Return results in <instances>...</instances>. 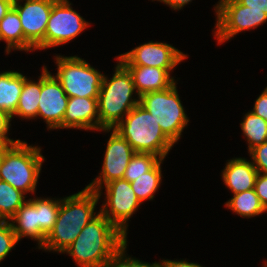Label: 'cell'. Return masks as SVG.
<instances>
[{"mask_svg":"<svg viewBox=\"0 0 267 267\" xmlns=\"http://www.w3.org/2000/svg\"><path fill=\"white\" fill-rule=\"evenodd\" d=\"M0 41L6 43V54L12 49L24 51V33L20 17L14 7L9 9L0 21Z\"/></svg>","mask_w":267,"mask_h":267,"instance_id":"obj_20","label":"cell"},{"mask_svg":"<svg viewBox=\"0 0 267 267\" xmlns=\"http://www.w3.org/2000/svg\"><path fill=\"white\" fill-rule=\"evenodd\" d=\"M263 267H267V261L264 262Z\"/></svg>","mask_w":267,"mask_h":267,"instance_id":"obj_39","label":"cell"},{"mask_svg":"<svg viewBox=\"0 0 267 267\" xmlns=\"http://www.w3.org/2000/svg\"><path fill=\"white\" fill-rule=\"evenodd\" d=\"M133 77L135 96L154 91H163L176 81L166 69L153 66H125Z\"/></svg>","mask_w":267,"mask_h":267,"instance_id":"obj_17","label":"cell"},{"mask_svg":"<svg viewBox=\"0 0 267 267\" xmlns=\"http://www.w3.org/2000/svg\"><path fill=\"white\" fill-rule=\"evenodd\" d=\"M5 147V144H3V143H1L0 142V153H1V151H2V149Z\"/></svg>","mask_w":267,"mask_h":267,"instance_id":"obj_38","label":"cell"},{"mask_svg":"<svg viewBox=\"0 0 267 267\" xmlns=\"http://www.w3.org/2000/svg\"><path fill=\"white\" fill-rule=\"evenodd\" d=\"M163 266L164 267H203L202 265L198 264V263H192V262H188V260H162Z\"/></svg>","mask_w":267,"mask_h":267,"instance_id":"obj_35","label":"cell"},{"mask_svg":"<svg viewBox=\"0 0 267 267\" xmlns=\"http://www.w3.org/2000/svg\"><path fill=\"white\" fill-rule=\"evenodd\" d=\"M152 1H160L166 5H168L172 10H181L183 7L189 2H192V0H152Z\"/></svg>","mask_w":267,"mask_h":267,"instance_id":"obj_36","label":"cell"},{"mask_svg":"<svg viewBox=\"0 0 267 267\" xmlns=\"http://www.w3.org/2000/svg\"><path fill=\"white\" fill-rule=\"evenodd\" d=\"M187 54L164 42L141 44L129 52L119 54L118 59L124 66H153L172 72Z\"/></svg>","mask_w":267,"mask_h":267,"instance_id":"obj_13","label":"cell"},{"mask_svg":"<svg viewBox=\"0 0 267 267\" xmlns=\"http://www.w3.org/2000/svg\"><path fill=\"white\" fill-rule=\"evenodd\" d=\"M41 72V92L37 117L43 118L47 124V130L63 129V118L69 97L46 66H43Z\"/></svg>","mask_w":267,"mask_h":267,"instance_id":"obj_14","label":"cell"},{"mask_svg":"<svg viewBox=\"0 0 267 267\" xmlns=\"http://www.w3.org/2000/svg\"><path fill=\"white\" fill-rule=\"evenodd\" d=\"M22 1L24 3L20 4ZM57 0H14L24 33V51H35L44 40L49 15Z\"/></svg>","mask_w":267,"mask_h":267,"instance_id":"obj_12","label":"cell"},{"mask_svg":"<svg viewBox=\"0 0 267 267\" xmlns=\"http://www.w3.org/2000/svg\"><path fill=\"white\" fill-rule=\"evenodd\" d=\"M226 207L244 218H252L267 212L262 206L255 189L234 194L225 203Z\"/></svg>","mask_w":267,"mask_h":267,"instance_id":"obj_22","label":"cell"},{"mask_svg":"<svg viewBox=\"0 0 267 267\" xmlns=\"http://www.w3.org/2000/svg\"><path fill=\"white\" fill-rule=\"evenodd\" d=\"M248 153L256 170L267 174V141L252 148Z\"/></svg>","mask_w":267,"mask_h":267,"instance_id":"obj_30","label":"cell"},{"mask_svg":"<svg viewBox=\"0 0 267 267\" xmlns=\"http://www.w3.org/2000/svg\"><path fill=\"white\" fill-rule=\"evenodd\" d=\"M41 147L28 145L20 139L5 145L0 153V180L25 195L34 194L45 158Z\"/></svg>","mask_w":267,"mask_h":267,"instance_id":"obj_4","label":"cell"},{"mask_svg":"<svg viewBox=\"0 0 267 267\" xmlns=\"http://www.w3.org/2000/svg\"><path fill=\"white\" fill-rule=\"evenodd\" d=\"M222 171V179L227 188L234 194L254 189L258 174L252 161L245 158L227 160Z\"/></svg>","mask_w":267,"mask_h":267,"instance_id":"obj_16","label":"cell"},{"mask_svg":"<svg viewBox=\"0 0 267 267\" xmlns=\"http://www.w3.org/2000/svg\"><path fill=\"white\" fill-rule=\"evenodd\" d=\"M63 128L99 131L98 98L69 97Z\"/></svg>","mask_w":267,"mask_h":267,"instance_id":"obj_15","label":"cell"},{"mask_svg":"<svg viewBox=\"0 0 267 267\" xmlns=\"http://www.w3.org/2000/svg\"><path fill=\"white\" fill-rule=\"evenodd\" d=\"M251 111L267 121V86L257 97L253 109Z\"/></svg>","mask_w":267,"mask_h":267,"instance_id":"obj_33","label":"cell"},{"mask_svg":"<svg viewBox=\"0 0 267 267\" xmlns=\"http://www.w3.org/2000/svg\"><path fill=\"white\" fill-rule=\"evenodd\" d=\"M239 4L250 9L262 10L267 14V0H236Z\"/></svg>","mask_w":267,"mask_h":267,"instance_id":"obj_34","label":"cell"},{"mask_svg":"<svg viewBox=\"0 0 267 267\" xmlns=\"http://www.w3.org/2000/svg\"><path fill=\"white\" fill-rule=\"evenodd\" d=\"M60 201L59 198L38 197L39 248L44 244L46 236L55 225Z\"/></svg>","mask_w":267,"mask_h":267,"instance_id":"obj_24","label":"cell"},{"mask_svg":"<svg viewBox=\"0 0 267 267\" xmlns=\"http://www.w3.org/2000/svg\"><path fill=\"white\" fill-rule=\"evenodd\" d=\"M105 188V202L100 212L127 237L128 221L139 209L140 201L137 199L130 182L124 178L113 180L101 187L97 194L102 196Z\"/></svg>","mask_w":267,"mask_h":267,"instance_id":"obj_10","label":"cell"},{"mask_svg":"<svg viewBox=\"0 0 267 267\" xmlns=\"http://www.w3.org/2000/svg\"><path fill=\"white\" fill-rule=\"evenodd\" d=\"M116 63L112 78L104 75L99 91V131L115 128L140 103L139 96H132L136 90L131 73L118 59Z\"/></svg>","mask_w":267,"mask_h":267,"instance_id":"obj_3","label":"cell"},{"mask_svg":"<svg viewBox=\"0 0 267 267\" xmlns=\"http://www.w3.org/2000/svg\"><path fill=\"white\" fill-rule=\"evenodd\" d=\"M9 221L18 241L23 237L34 239L39 249L38 197L27 199Z\"/></svg>","mask_w":267,"mask_h":267,"instance_id":"obj_18","label":"cell"},{"mask_svg":"<svg viewBox=\"0 0 267 267\" xmlns=\"http://www.w3.org/2000/svg\"><path fill=\"white\" fill-rule=\"evenodd\" d=\"M163 161L164 159H161L150 171L130 182V185L141 204L143 201L147 199L150 201L155 197L154 194L162 183L161 164Z\"/></svg>","mask_w":267,"mask_h":267,"instance_id":"obj_23","label":"cell"},{"mask_svg":"<svg viewBox=\"0 0 267 267\" xmlns=\"http://www.w3.org/2000/svg\"><path fill=\"white\" fill-rule=\"evenodd\" d=\"M69 0H57L49 15L44 40L35 50L59 47L75 39L91 24L73 10Z\"/></svg>","mask_w":267,"mask_h":267,"instance_id":"obj_9","label":"cell"},{"mask_svg":"<svg viewBox=\"0 0 267 267\" xmlns=\"http://www.w3.org/2000/svg\"><path fill=\"white\" fill-rule=\"evenodd\" d=\"M26 77L15 70L0 73V110L10 117L17 109Z\"/></svg>","mask_w":267,"mask_h":267,"instance_id":"obj_19","label":"cell"},{"mask_svg":"<svg viewBox=\"0 0 267 267\" xmlns=\"http://www.w3.org/2000/svg\"><path fill=\"white\" fill-rule=\"evenodd\" d=\"M11 121V117L4 111L0 110V142L5 145L13 144L19 140H13L8 136V132L10 131V127L12 126Z\"/></svg>","mask_w":267,"mask_h":267,"instance_id":"obj_32","label":"cell"},{"mask_svg":"<svg viewBox=\"0 0 267 267\" xmlns=\"http://www.w3.org/2000/svg\"><path fill=\"white\" fill-rule=\"evenodd\" d=\"M127 241L117 250L110 267H164L161 262L148 263L126 254ZM128 255V256H127Z\"/></svg>","mask_w":267,"mask_h":267,"instance_id":"obj_28","label":"cell"},{"mask_svg":"<svg viewBox=\"0 0 267 267\" xmlns=\"http://www.w3.org/2000/svg\"><path fill=\"white\" fill-rule=\"evenodd\" d=\"M254 189L256 195L259 197V200L262 206L267 211V174L266 173H259L255 179Z\"/></svg>","mask_w":267,"mask_h":267,"instance_id":"obj_31","label":"cell"},{"mask_svg":"<svg viewBox=\"0 0 267 267\" xmlns=\"http://www.w3.org/2000/svg\"><path fill=\"white\" fill-rule=\"evenodd\" d=\"M214 10L217 17L213 36L219 45L241 31L253 30L267 22V14L262 10L250 9L236 0H219Z\"/></svg>","mask_w":267,"mask_h":267,"instance_id":"obj_8","label":"cell"},{"mask_svg":"<svg viewBox=\"0 0 267 267\" xmlns=\"http://www.w3.org/2000/svg\"><path fill=\"white\" fill-rule=\"evenodd\" d=\"M18 242L10 221L0 220V262L7 257Z\"/></svg>","mask_w":267,"mask_h":267,"instance_id":"obj_29","label":"cell"},{"mask_svg":"<svg viewBox=\"0 0 267 267\" xmlns=\"http://www.w3.org/2000/svg\"><path fill=\"white\" fill-rule=\"evenodd\" d=\"M54 75L68 97L98 98L104 74L78 56L57 55Z\"/></svg>","mask_w":267,"mask_h":267,"instance_id":"obj_7","label":"cell"},{"mask_svg":"<svg viewBox=\"0 0 267 267\" xmlns=\"http://www.w3.org/2000/svg\"><path fill=\"white\" fill-rule=\"evenodd\" d=\"M177 84L175 82L163 91L148 92L140 97V104L151 113L163 133L174 144L179 141L190 121L181 103Z\"/></svg>","mask_w":267,"mask_h":267,"instance_id":"obj_6","label":"cell"},{"mask_svg":"<svg viewBox=\"0 0 267 267\" xmlns=\"http://www.w3.org/2000/svg\"><path fill=\"white\" fill-rule=\"evenodd\" d=\"M242 134L248 144V152L267 141V121L252 111L245 114L243 122L240 123Z\"/></svg>","mask_w":267,"mask_h":267,"instance_id":"obj_25","label":"cell"},{"mask_svg":"<svg viewBox=\"0 0 267 267\" xmlns=\"http://www.w3.org/2000/svg\"><path fill=\"white\" fill-rule=\"evenodd\" d=\"M14 0H0V21L6 13L13 7Z\"/></svg>","mask_w":267,"mask_h":267,"instance_id":"obj_37","label":"cell"},{"mask_svg":"<svg viewBox=\"0 0 267 267\" xmlns=\"http://www.w3.org/2000/svg\"><path fill=\"white\" fill-rule=\"evenodd\" d=\"M26 201L23 192L0 180V220L9 221Z\"/></svg>","mask_w":267,"mask_h":267,"instance_id":"obj_26","label":"cell"},{"mask_svg":"<svg viewBox=\"0 0 267 267\" xmlns=\"http://www.w3.org/2000/svg\"><path fill=\"white\" fill-rule=\"evenodd\" d=\"M100 131L112 132L107 141L100 174L86 186L89 190L96 192L107 183L123 178L125 170L135 154L131 145L114 129H101Z\"/></svg>","mask_w":267,"mask_h":267,"instance_id":"obj_11","label":"cell"},{"mask_svg":"<svg viewBox=\"0 0 267 267\" xmlns=\"http://www.w3.org/2000/svg\"><path fill=\"white\" fill-rule=\"evenodd\" d=\"M41 92V75L38 81H32L27 77L24 80L23 88L20 94L19 103L15 113L11 116L21 117V119H36L38 114V103Z\"/></svg>","mask_w":267,"mask_h":267,"instance_id":"obj_21","label":"cell"},{"mask_svg":"<svg viewBox=\"0 0 267 267\" xmlns=\"http://www.w3.org/2000/svg\"><path fill=\"white\" fill-rule=\"evenodd\" d=\"M160 160L159 156L152 153L135 152L125 170L123 178L132 182L137 177L150 171Z\"/></svg>","mask_w":267,"mask_h":267,"instance_id":"obj_27","label":"cell"},{"mask_svg":"<svg viewBox=\"0 0 267 267\" xmlns=\"http://www.w3.org/2000/svg\"><path fill=\"white\" fill-rule=\"evenodd\" d=\"M127 241L100 211L63 253L79 267H110L117 250Z\"/></svg>","mask_w":267,"mask_h":267,"instance_id":"obj_1","label":"cell"},{"mask_svg":"<svg viewBox=\"0 0 267 267\" xmlns=\"http://www.w3.org/2000/svg\"><path fill=\"white\" fill-rule=\"evenodd\" d=\"M113 129L131 145L135 152L152 153L165 159L174 146L151 113L140 103Z\"/></svg>","mask_w":267,"mask_h":267,"instance_id":"obj_5","label":"cell"},{"mask_svg":"<svg viewBox=\"0 0 267 267\" xmlns=\"http://www.w3.org/2000/svg\"><path fill=\"white\" fill-rule=\"evenodd\" d=\"M99 200L97 192L86 187L62 198L55 225L39 249L63 253L82 229L98 215L94 211Z\"/></svg>","mask_w":267,"mask_h":267,"instance_id":"obj_2","label":"cell"}]
</instances>
